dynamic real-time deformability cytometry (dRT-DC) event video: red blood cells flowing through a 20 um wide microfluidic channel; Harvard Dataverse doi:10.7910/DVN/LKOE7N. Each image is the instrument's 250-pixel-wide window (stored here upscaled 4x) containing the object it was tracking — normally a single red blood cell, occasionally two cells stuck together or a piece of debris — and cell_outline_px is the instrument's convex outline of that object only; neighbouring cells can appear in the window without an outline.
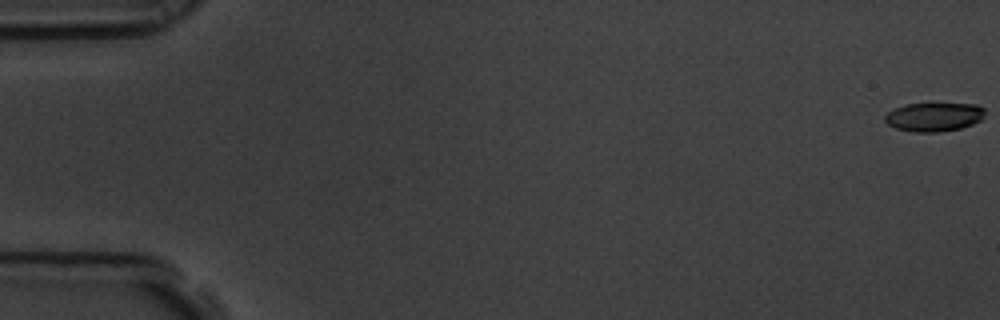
{"species": "common noctule bat (a hibernating species)", "species_latin": "Nyctalus noctula", "temperature_condition": "room temperature", "stored_images_in_passage": 59, "camera_frame_rate_fps": 3000, "um_per_image_px": 0.085, "animal": {"sex": "male", "body_mass_g": 19.5, "forearm_length_mm": 54.6}, "frame": {"image": 1, "passage_image": 1, "time_ms": 0.0, "image_size_px": [1000, 320], "cell_outline_px": [[984, 116], [980, 120], [972, 124], [960, 128], [940, 132], [916, 132], [896, 128], [888, 124], [884, 120], [884, 116], [888, 112], [896, 108], [908, 104], [976, 104], [984, 108]], "centroid_in_image_um": [79.39, 9.94], "position_along_channel_um": 5.6, "area_um2": 16.59}}
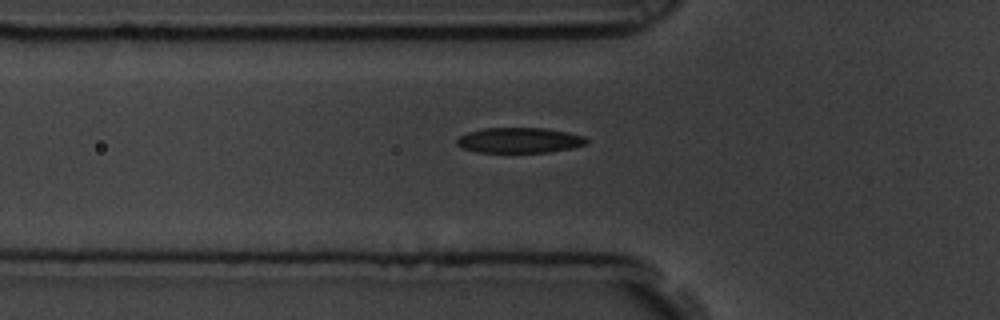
{"frame": {"image": 2, "passage_image": 21, "time_ms": 6.667, "image_size_px": [1000, 320], "cell_outline_px": [[588, 144], [572, 148], [548, 152], [476, 152], [464, 148], [456, 144], [456, 140], [460, 136], [468, 132], [484, 128], [548, 128], [568, 132], [584, 136], [588, 140]], "centroid_in_image_um": [44.18, 11.92], "position_along_channel_um": 81.6, "area_um2": 19.19}}
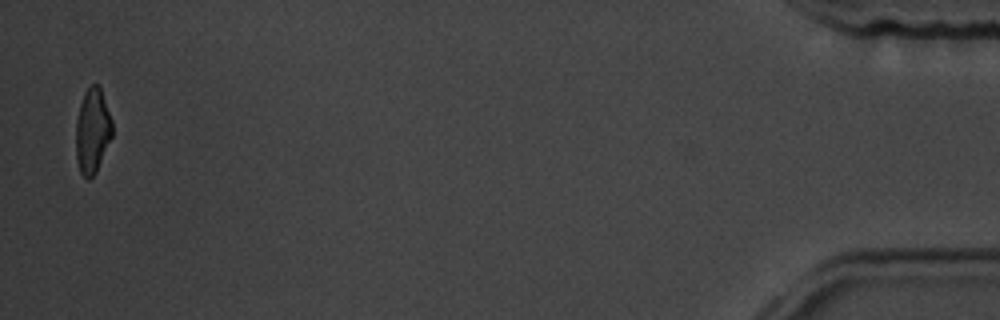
{"frame": {"image": 3, "passage_image": 58, "time_ms": 19.0, "image_size_px": [1000, 320], "cell_outline_px": [[112, 136], [96, 172], [88, 180], [80, 172], [76, 160], [76, 120], [80, 104], [84, 92], [92, 84], [100, 84], [112, 120]], "centroid_in_image_um": [7.86, 11.1], "position_along_channel_um": 427.3, "area_um2": 18.09}, "authors_computed_cell_mechanics": {"area_um2": 19.3052, "velocity_mm_per_s": 3.5402, "shape_relaxation_time_tau1_ms": 2.3335, "shape_relaxation_time_tau2_ms": 2.3043, "deformation_change_tau1": 0.1191, "deformation_change_tau2": 0.0914}}